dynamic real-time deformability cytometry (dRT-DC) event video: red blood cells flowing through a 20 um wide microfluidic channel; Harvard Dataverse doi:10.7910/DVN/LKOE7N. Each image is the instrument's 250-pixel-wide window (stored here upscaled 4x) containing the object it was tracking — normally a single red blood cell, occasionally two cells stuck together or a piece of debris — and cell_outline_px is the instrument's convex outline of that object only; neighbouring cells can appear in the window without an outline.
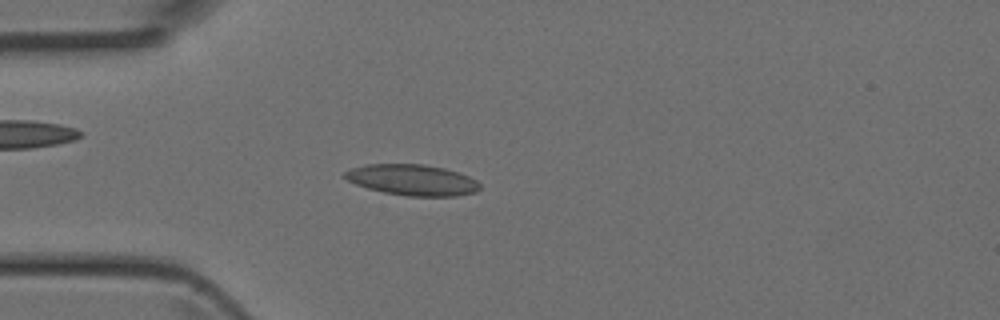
{"species": "Egyptian fruit bat (a non-hibernating species)", "species_latin": "Rousettus aegyptiacus", "temperature_condition": "room temperature", "stored_images_in_passage": 41, "camera_frame_rate_fps": 3000, "um_per_image_px": 0.085, "animal": {"sex": "female"}, "frame": {"image": 1, "passage_image": 7, "time_ms": 2.0, "image_size_px": [1000, 320], "cell_outline_px": [[480, 188], [476, 192], [456, 196], [408, 196], [384, 192], [368, 188], [356, 184], [348, 180], [344, 176], [344, 172], [352, 168], [364, 164], [424, 164], [444, 168], [468, 176], [476, 180], [480, 184]], "centroid_in_image_um": [35.05, 15.29], "position_along_channel_um": 49.9, "area_um2": 24.22}}
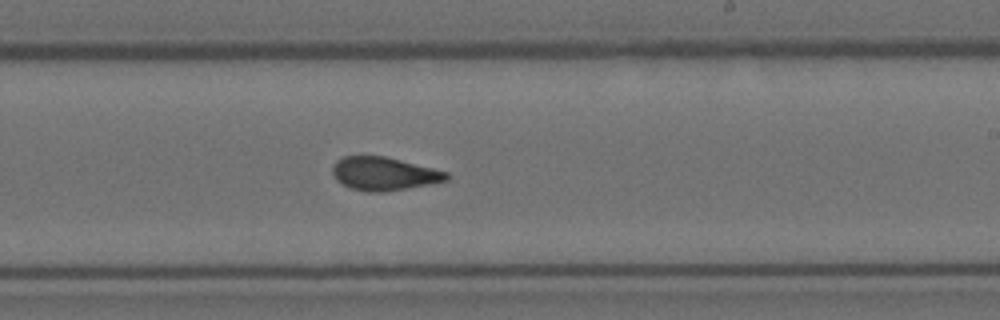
{"frame": {"image": 2, "passage_image": 22, "time_ms": 7.0, "image_size_px": [1000, 320], "cell_outline_px": [[448, 180], [408, 188], [380, 192], [368, 192], [352, 188], [336, 180], [332, 172], [332, 168], [336, 160], [344, 156], [384, 156], [448, 172]], "centroid_in_image_um": [32.61, 14.76], "position_along_channel_um": 256.4, "area_um2": 21.79}}
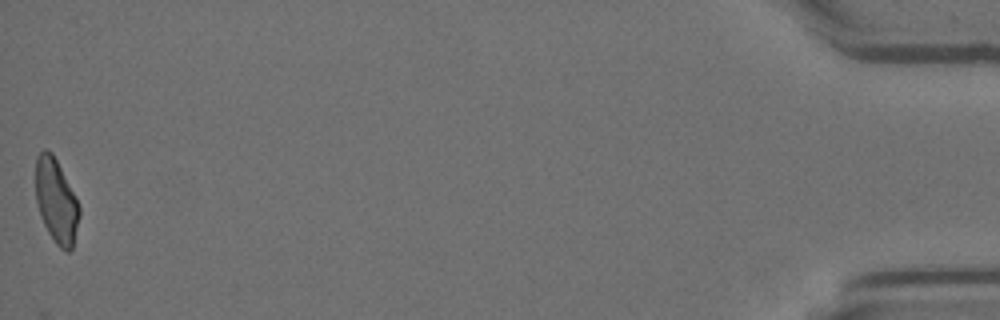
{"frame": {"image": 3, "passage_image": 41, "time_ms": 13.333, "image_size_px": [1000, 320], "cell_outline_px": [[80, 216], [72, 248], [68, 252], [64, 252], [56, 244], [48, 232], [40, 216], [36, 200], [36, 156], [44, 148], [52, 152], [76, 196], [80, 208]], "centroid_in_image_um": [4.78, 17.09], "position_along_channel_um": 430.4, "area_um2": 21.5}}